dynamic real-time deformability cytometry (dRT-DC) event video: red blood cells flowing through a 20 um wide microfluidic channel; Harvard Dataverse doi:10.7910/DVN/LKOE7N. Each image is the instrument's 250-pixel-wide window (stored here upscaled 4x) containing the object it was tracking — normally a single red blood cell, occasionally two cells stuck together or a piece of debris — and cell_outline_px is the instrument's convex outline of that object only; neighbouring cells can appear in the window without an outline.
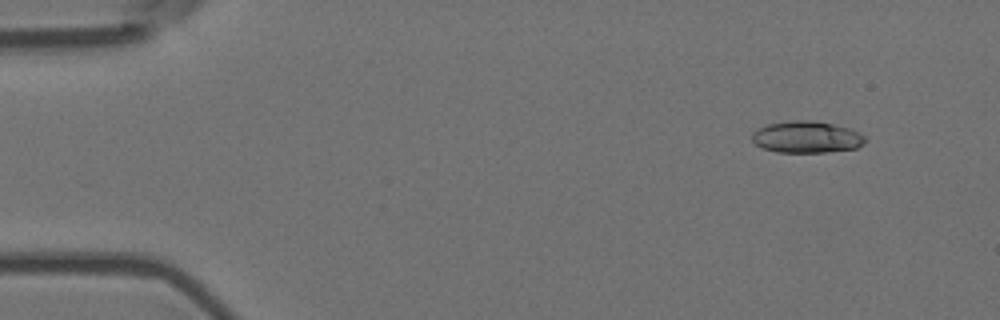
{"species": "Egyptian fruit bat (a non-hibernating species)", "species_latin": "Rousettus aegyptiacus", "temperature_condition": "room temperature", "stored_images_in_passage": 4, "camera_frame_rate_fps": 3000, "um_per_image_px": 0.085, "animal": {"sex": "female"}, "frame": {"image": 1, "passage_image": 1, "time_ms": 0.0, "image_size_px": [1000, 320], "cell_outline_px": [[868, 140], [864, 144], [856, 148], [824, 152], [776, 152], [764, 148], [756, 144], [752, 140], [752, 132], [756, 128], [768, 124], [792, 120], [812, 120], [832, 124], [848, 128], [860, 132]], "centroid_in_image_um": [68.57, 11.64], "position_along_channel_um": 16.4, "area_um2": 20.98}}
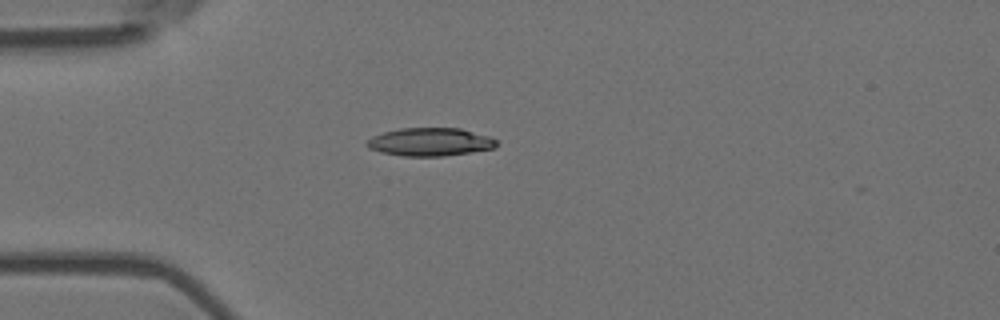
{"frame": {"image": 2, "passage_image": 4, "time_ms": 1.0, "image_size_px": [1000, 320], "cell_outline_px": [[496, 148], [444, 156], [400, 156], [380, 152], [368, 148], [364, 144], [372, 136], [384, 132], [400, 128], [460, 128], [488, 136], [496, 140]], "centroid_in_image_um": [36.52, 12.07], "position_along_channel_um": 48.5, "area_um2": 21.27}}